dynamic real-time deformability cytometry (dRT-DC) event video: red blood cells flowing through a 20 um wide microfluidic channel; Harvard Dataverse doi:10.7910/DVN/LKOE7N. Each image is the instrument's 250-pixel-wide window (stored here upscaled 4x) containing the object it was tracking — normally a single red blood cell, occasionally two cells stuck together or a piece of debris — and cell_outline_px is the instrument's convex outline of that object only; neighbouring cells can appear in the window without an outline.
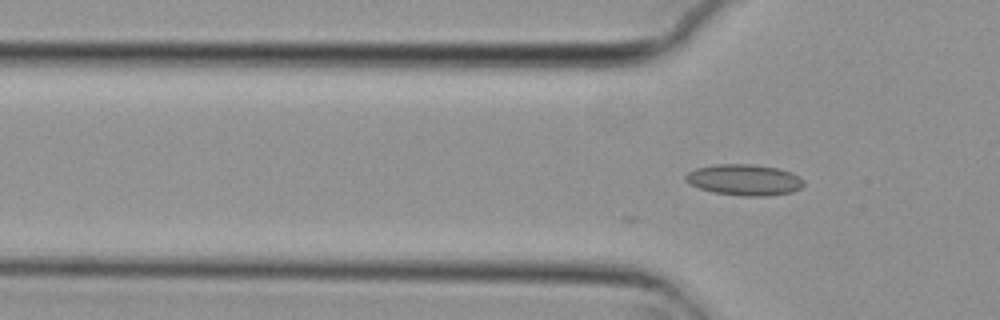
{"species": "common noctule bat (a hibernating species)", "species_latin": "Nyctalus noctula", "temperature_condition": "cold", "stored_images_in_passage": 2, "camera_frame_rate_fps": 3000, "um_per_image_px": 0.085, "animal": {"sex": "female", "body_mass_g": 29.2, "forearm_length_mm": 56.3}, "frame": {"image": 1, "passage_image": 2, "time_ms": 0.333, "image_size_px": [1000, 320], "cell_outline_px": [[804, 184], [800, 188], [792, 192], [768, 196], [740, 196], [712, 192], [688, 184], [684, 180], [684, 176], [688, 172], [696, 168], [716, 164], [752, 164], [780, 168], [792, 172], [804, 180]], "centroid_in_image_um": [63.26, 15.29], "position_along_channel_um": 62.5, "area_um2": 21.68}}